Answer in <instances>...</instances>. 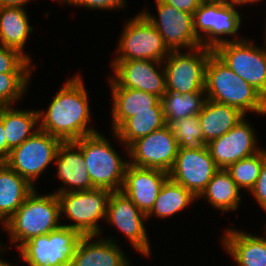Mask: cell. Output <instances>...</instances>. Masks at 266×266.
Here are the masks:
<instances>
[{"instance_id":"cell-38","label":"cell","mask_w":266,"mask_h":266,"mask_svg":"<svg viewBox=\"0 0 266 266\" xmlns=\"http://www.w3.org/2000/svg\"><path fill=\"white\" fill-rule=\"evenodd\" d=\"M10 152L11 150L7 147L3 121L0 119V162H5L8 159Z\"/></svg>"},{"instance_id":"cell-41","label":"cell","mask_w":266,"mask_h":266,"mask_svg":"<svg viewBox=\"0 0 266 266\" xmlns=\"http://www.w3.org/2000/svg\"><path fill=\"white\" fill-rule=\"evenodd\" d=\"M1 249L3 250V247H1V245H0V251H1ZM0 266H14V265H11L10 263L0 259Z\"/></svg>"},{"instance_id":"cell-3","label":"cell","mask_w":266,"mask_h":266,"mask_svg":"<svg viewBox=\"0 0 266 266\" xmlns=\"http://www.w3.org/2000/svg\"><path fill=\"white\" fill-rule=\"evenodd\" d=\"M61 217L58 195H38L34 190L3 226L10 234V241L19 242L18 249L31 238L58 229L62 225L59 224Z\"/></svg>"},{"instance_id":"cell-5","label":"cell","mask_w":266,"mask_h":266,"mask_svg":"<svg viewBox=\"0 0 266 266\" xmlns=\"http://www.w3.org/2000/svg\"><path fill=\"white\" fill-rule=\"evenodd\" d=\"M107 189H93L58 194L60 215L64 214L72 224L62 226L75 229L83 236H99L98 221L106 219L107 204L111 195Z\"/></svg>"},{"instance_id":"cell-13","label":"cell","mask_w":266,"mask_h":266,"mask_svg":"<svg viewBox=\"0 0 266 266\" xmlns=\"http://www.w3.org/2000/svg\"><path fill=\"white\" fill-rule=\"evenodd\" d=\"M179 145L170 127L154 131L134 141L127 150L129 164L169 172L174 165Z\"/></svg>"},{"instance_id":"cell-14","label":"cell","mask_w":266,"mask_h":266,"mask_svg":"<svg viewBox=\"0 0 266 266\" xmlns=\"http://www.w3.org/2000/svg\"><path fill=\"white\" fill-rule=\"evenodd\" d=\"M218 170L208 148L204 150L179 148L168 175L170 179L191 191L198 198Z\"/></svg>"},{"instance_id":"cell-9","label":"cell","mask_w":266,"mask_h":266,"mask_svg":"<svg viewBox=\"0 0 266 266\" xmlns=\"http://www.w3.org/2000/svg\"><path fill=\"white\" fill-rule=\"evenodd\" d=\"M118 52L113 61L154 60L163 62L170 50L157 29L138 13L124 26L119 38Z\"/></svg>"},{"instance_id":"cell-7","label":"cell","mask_w":266,"mask_h":266,"mask_svg":"<svg viewBox=\"0 0 266 266\" xmlns=\"http://www.w3.org/2000/svg\"><path fill=\"white\" fill-rule=\"evenodd\" d=\"M213 49L200 46L188 53L170 51L163 60L166 92L187 94L205 91L206 65Z\"/></svg>"},{"instance_id":"cell-26","label":"cell","mask_w":266,"mask_h":266,"mask_svg":"<svg viewBox=\"0 0 266 266\" xmlns=\"http://www.w3.org/2000/svg\"><path fill=\"white\" fill-rule=\"evenodd\" d=\"M0 119L3 121L7 147L10 150L21 145L39 129V126L34 128L39 122V112L36 110L25 111L14 109L12 106L2 107Z\"/></svg>"},{"instance_id":"cell-25","label":"cell","mask_w":266,"mask_h":266,"mask_svg":"<svg viewBox=\"0 0 266 266\" xmlns=\"http://www.w3.org/2000/svg\"><path fill=\"white\" fill-rule=\"evenodd\" d=\"M34 28L30 26L26 10L18 7H0V44L24 54L26 40Z\"/></svg>"},{"instance_id":"cell-6","label":"cell","mask_w":266,"mask_h":266,"mask_svg":"<svg viewBox=\"0 0 266 266\" xmlns=\"http://www.w3.org/2000/svg\"><path fill=\"white\" fill-rule=\"evenodd\" d=\"M82 237L77 230L61 225L47 235L31 238L18 250L29 266H71Z\"/></svg>"},{"instance_id":"cell-28","label":"cell","mask_w":266,"mask_h":266,"mask_svg":"<svg viewBox=\"0 0 266 266\" xmlns=\"http://www.w3.org/2000/svg\"><path fill=\"white\" fill-rule=\"evenodd\" d=\"M167 125L163 111H143L126 119L114 132L123 146L128 147L136 140Z\"/></svg>"},{"instance_id":"cell-42","label":"cell","mask_w":266,"mask_h":266,"mask_svg":"<svg viewBox=\"0 0 266 266\" xmlns=\"http://www.w3.org/2000/svg\"><path fill=\"white\" fill-rule=\"evenodd\" d=\"M203 2H231V0H202Z\"/></svg>"},{"instance_id":"cell-20","label":"cell","mask_w":266,"mask_h":266,"mask_svg":"<svg viewBox=\"0 0 266 266\" xmlns=\"http://www.w3.org/2000/svg\"><path fill=\"white\" fill-rule=\"evenodd\" d=\"M108 80L113 99L111 109L113 132L126 119L136 115L137 112L163 111L158 96L137 89L120 87L112 77Z\"/></svg>"},{"instance_id":"cell-2","label":"cell","mask_w":266,"mask_h":266,"mask_svg":"<svg viewBox=\"0 0 266 266\" xmlns=\"http://www.w3.org/2000/svg\"><path fill=\"white\" fill-rule=\"evenodd\" d=\"M205 92L207 99L266 115V98L252 85L229 69L214 53L206 65Z\"/></svg>"},{"instance_id":"cell-11","label":"cell","mask_w":266,"mask_h":266,"mask_svg":"<svg viewBox=\"0 0 266 266\" xmlns=\"http://www.w3.org/2000/svg\"><path fill=\"white\" fill-rule=\"evenodd\" d=\"M234 6L237 5L232 2H202L194 12V31L203 47L214 50L218 45L231 41L222 38L223 35H236L242 19Z\"/></svg>"},{"instance_id":"cell-37","label":"cell","mask_w":266,"mask_h":266,"mask_svg":"<svg viewBox=\"0 0 266 266\" xmlns=\"http://www.w3.org/2000/svg\"><path fill=\"white\" fill-rule=\"evenodd\" d=\"M164 3L175 7L179 11H184L189 14H194V12L202 4V0H162Z\"/></svg>"},{"instance_id":"cell-33","label":"cell","mask_w":266,"mask_h":266,"mask_svg":"<svg viewBox=\"0 0 266 266\" xmlns=\"http://www.w3.org/2000/svg\"><path fill=\"white\" fill-rule=\"evenodd\" d=\"M32 73H0V108L16 103L27 90Z\"/></svg>"},{"instance_id":"cell-43","label":"cell","mask_w":266,"mask_h":266,"mask_svg":"<svg viewBox=\"0 0 266 266\" xmlns=\"http://www.w3.org/2000/svg\"><path fill=\"white\" fill-rule=\"evenodd\" d=\"M265 28H266V26H265ZM264 36H265V46H266V29H265V35Z\"/></svg>"},{"instance_id":"cell-8","label":"cell","mask_w":266,"mask_h":266,"mask_svg":"<svg viewBox=\"0 0 266 266\" xmlns=\"http://www.w3.org/2000/svg\"><path fill=\"white\" fill-rule=\"evenodd\" d=\"M213 53L266 98V49L240 38L218 45Z\"/></svg>"},{"instance_id":"cell-35","label":"cell","mask_w":266,"mask_h":266,"mask_svg":"<svg viewBox=\"0 0 266 266\" xmlns=\"http://www.w3.org/2000/svg\"><path fill=\"white\" fill-rule=\"evenodd\" d=\"M65 3L70 4V6H85L88 9H99V10H110L113 8H124L125 0H66Z\"/></svg>"},{"instance_id":"cell-16","label":"cell","mask_w":266,"mask_h":266,"mask_svg":"<svg viewBox=\"0 0 266 266\" xmlns=\"http://www.w3.org/2000/svg\"><path fill=\"white\" fill-rule=\"evenodd\" d=\"M253 127L242 118L231 130L207 143L210 155L219 169L252 156L261 149L257 147Z\"/></svg>"},{"instance_id":"cell-40","label":"cell","mask_w":266,"mask_h":266,"mask_svg":"<svg viewBox=\"0 0 266 266\" xmlns=\"http://www.w3.org/2000/svg\"><path fill=\"white\" fill-rule=\"evenodd\" d=\"M259 0H231V2L232 3H234V4H236V5H238V6H240V5H245V4H249V3H256V2H258Z\"/></svg>"},{"instance_id":"cell-24","label":"cell","mask_w":266,"mask_h":266,"mask_svg":"<svg viewBox=\"0 0 266 266\" xmlns=\"http://www.w3.org/2000/svg\"><path fill=\"white\" fill-rule=\"evenodd\" d=\"M246 117L238 108L220 104L207 99L199 113L200 127L204 140L219 138L231 130L242 118Z\"/></svg>"},{"instance_id":"cell-15","label":"cell","mask_w":266,"mask_h":266,"mask_svg":"<svg viewBox=\"0 0 266 266\" xmlns=\"http://www.w3.org/2000/svg\"><path fill=\"white\" fill-rule=\"evenodd\" d=\"M106 219L126 235L138 252L144 256L151 254L149 238L143 223L147 216L122 191L111 193Z\"/></svg>"},{"instance_id":"cell-34","label":"cell","mask_w":266,"mask_h":266,"mask_svg":"<svg viewBox=\"0 0 266 266\" xmlns=\"http://www.w3.org/2000/svg\"><path fill=\"white\" fill-rule=\"evenodd\" d=\"M30 64L19 51L0 44V73H32Z\"/></svg>"},{"instance_id":"cell-21","label":"cell","mask_w":266,"mask_h":266,"mask_svg":"<svg viewBox=\"0 0 266 266\" xmlns=\"http://www.w3.org/2000/svg\"><path fill=\"white\" fill-rule=\"evenodd\" d=\"M95 237L98 239L93 235L80 239L71 266H127L130 263L112 238L93 240Z\"/></svg>"},{"instance_id":"cell-29","label":"cell","mask_w":266,"mask_h":266,"mask_svg":"<svg viewBox=\"0 0 266 266\" xmlns=\"http://www.w3.org/2000/svg\"><path fill=\"white\" fill-rule=\"evenodd\" d=\"M198 199L191 191L168 178L163 184L154 206L146 215L149 219L152 215L159 218H168L181 212L192 201Z\"/></svg>"},{"instance_id":"cell-30","label":"cell","mask_w":266,"mask_h":266,"mask_svg":"<svg viewBox=\"0 0 266 266\" xmlns=\"http://www.w3.org/2000/svg\"><path fill=\"white\" fill-rule=\"evenodd\" d=\"M206 101L207 95L205 91L187 94L166 92L160 98L167 125L172 121L199 114Z\"/></svg>"},{"instance_id":"cell-17","label":"cell","mask_w":266,"mask_h":266,"mask_svg":"<svg viewBox=\"0 0 266 266\" xmlns=\"http://www.w3.org/2000/svg\"><path fill=\"white\" fill-rule=\"evenodd\" d=\"M115 77L112 79L120 86L141 90L161 98L166 93V75L162 62L154 60L112 61ZM156 66V67H155Z\"/></svg>"},{"instance_id":"cell-1","label":"cell","mask_w":266,"mask_h":266,"mask_svg":"<svg viewBox=\"0 0 266 266\" xmlns=\"http://www.w3.org/2000/svg\"><path fill=\"white\" fill-rule=\"evenodd\" d=\"M89 109L85 85L82 78L75 75L67 80L46 111H38L39 129L63 142L96 133L98 131L95 128L87 127L91 118Z\"/></svg>"},{"instance_id":"cell-19","label":"cell","mask_w":266,"mask_h":266,"mask_svg":"<svg viewBox=\"0 0 266 266\" xmlns=\"http://www.w3.org/2000/svg\"><path fill=\"white\" fill-rule=\"evenodd\" d=\"M55 162L58 170L56 175L58 174L57 176L66 187L63 186L54 193L58 195L60 193L95 189L88 174L81 148L74 141L60 144ZM67 187L69 188L67 189Z\"/></svg>"},{"instance_id":"cell-4","label":"cell","mask_w":266,"mask_h":266,"mask_svg":"<svg viewBox=\"0 0 266 266\" xmlns=\"http://www.w3.org/2000/svg\"><path fill=\"white\" fill-rule=\"evenodd\" d=\"M84 156L94 188L121 191L129 160L124 161L99 132L74 141Z\"/></svg>"},{"instance_id":"cell-18","label":"cell","mask_w":266,"mask_h":266,"mask_svg":"<svg viewBox=\"0 0 266 266\" xmlns=\"http://www.w3.org/2000/svg\"><path fill=\"white\" fill-rule=\"evenodd\" d=\"M168 178V172L164 170L128 164L121 191L147 215Z\"/></svg>"},{"instance_id":"cell-12","label":"cell","mask_w":266,"mask_h":266,"mask_svg":"<svg viewBox=\"0 0 266 266\" xmlns=\"http://www.w3.org/2000/svg\"><path fill=\"white\" fill-rule=\"evenodd\" d=\"M155 3L157 17L146 10L142 14L157 29L170 51H179L181 47L191 50L202 46L194 31L192 14L179 11L162 0H156Z\"/></svg>"},{"instance_id":"cell-39","label":"cell","mask_w":266,"mask_h":266,"mask_svg":"<svg viewBox=\"0 0 266 266\" xmlns=\"http://www.w3.org/2000/svg\"><path fill=\"white\" fill-rule=\"evenodd\" d=\"M28 1L31 0H0V7L24 8L25 4H27Z\"/></svg>"},{"instance_id":"cell-10","label":"cell","mask_w":266,"mask_h":266,"mask_svg":"<svg viewBox=\"0 0 266 266\" xmlns=\"http://www.w3.org/2000/svg\"><path fill=\"white\" fill-rule=\"evenodd\" d=\"M62 142L59 138L38 129L21 145L11 150L5 163L34 186L39 175L55 161Z\"/></svg>"},{"instance_id":"cell-23","label":"cell","mask_w":266,"mask_h":266,"mask_svg":"<svg viewBox=\"0 0 266 266\" xmlns=\"http://www.w3.org/2000/svg\"><path fill=\"white\" fill-rule=\"evenodd\" d=\"M35 188L5 162H0V222L4 225Z\"/></svg>"},{"instance_id":"cell-32","label":"cell","mask_w":266,"mask_h":266,"mask_svg":"<svg viewBox=\"0 0 266 266\" xmlns=\"http://www.w3.org/2000/svg\"><path fill=\"white\" fill-rule=\"evenodd\" d=\"M265 157L266 149L261 148L256 154L231 164L226 170L240 189L250 192L260 175Z\"/></svg>"},{"instance_id":"cell-36","label":"cell","mask_w":266,"mask_h":266,"mask_svg":"<svg viewBox=\"0 0 266 266\" xmlns=\"http://www.w3.org/2000/svg\"><path fill=\"white\" fill-rule=\"evenodd\" d=\"M249 193L254 195L256 202L260 204L262 210L266 212V157L264 158L260 175L256 181L255 186Z\"/></svg>"},{"instance_id":"cell-22","label":"cell","mask_w":266,"mask_h":266,"mask_svg":"<svg viewBox=\"0 0 266 266\" xmlns=\"http://www.w3.org/2000/svg\"><path fill=\"white\" fill-rule=\"evenodd\" d=\"M224 235L222 244L237 262V266H266V237L246 234L232 228L227 229Z\"/></svg>"},{"instance_id":"cell-31","label":"cell","mask_w":266,"mask_h":266,"mask_svg":"<svg viewBox=\"0 0 266 266\" xmlns=\"http://www.w3.org/2000/svg\"><path fill=\"white\" fill-rule=\"evenodd\" d=\"M168 126L173 132L179 148L188 150L207 148V142L204 140L200 127L199 114L172 121Z\"/></svg>"},{"instance_id":"cell-27","label":"cell","mask_w":266,"mask_h":266,"mask_svg":"<svg viewBox=\"0 0 266 266\" xmlns=\"http://www.w3.org/2000/svg\"><path fill=\"white\" fill-rule=\"evenodd\" d=\"M214 208L228 212L238 209L240 188L226 169H219L198 198L204 197Z\"/></svg>"}]
</instances>
